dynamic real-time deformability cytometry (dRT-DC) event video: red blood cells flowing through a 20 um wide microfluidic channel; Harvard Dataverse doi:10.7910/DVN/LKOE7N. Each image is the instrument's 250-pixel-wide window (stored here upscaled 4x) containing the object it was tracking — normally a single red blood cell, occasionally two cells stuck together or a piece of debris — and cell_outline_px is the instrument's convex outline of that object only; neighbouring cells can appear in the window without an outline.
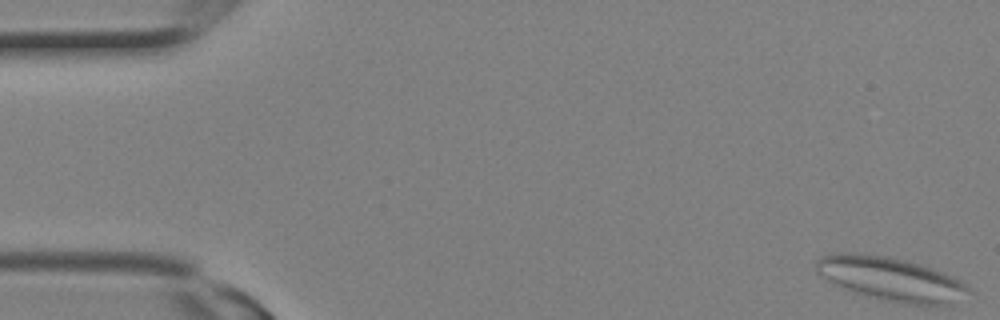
{"species": "Egyptian fruit bat (a non-hibernating species)", "species_latin": "Rousettus aegyptiacus", "temperature_condition": "room temperature", "stored_images_in_passage": 3, "camera_frame_rate_fps": 3000, "um_per_image_px": 0.085, "animal": {"sex": "female"}, "frame": {"image": 1, "passage_image": 1, "time_ms": 0.0, "image_size_px": [1000, 320], "cell_outline_px": [[972, 292], [944, 304], [904, 304], [852, 292], [820, 276], [812, 268], [816, 260], [820, 256], [828, 252], [852, 252], [884, 256], [904, 260], [920, 264], [932, 268], [960, 280], [972, 288]], "centroid_in_image_um": [75.63, 23.67], "position_along_channel_um": 9.4, "area_um2": 38.61}}